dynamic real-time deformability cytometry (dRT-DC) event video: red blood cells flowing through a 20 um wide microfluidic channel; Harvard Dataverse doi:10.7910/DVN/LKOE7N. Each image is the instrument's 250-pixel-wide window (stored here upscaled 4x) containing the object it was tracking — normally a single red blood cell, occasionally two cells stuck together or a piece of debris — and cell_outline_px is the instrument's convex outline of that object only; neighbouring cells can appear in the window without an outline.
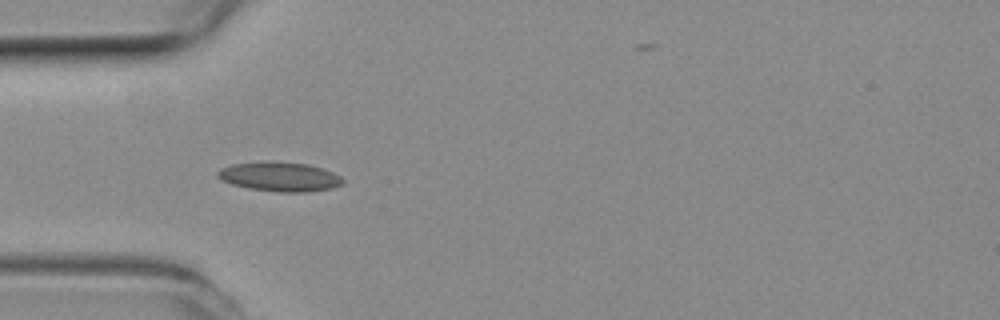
{"species": "common noctule bat (a hibernating species)", "species_latin": "Nyctalus noctula", "temperature_condition": "room temperature", "stored_images_in_passage": 52, "camera_frame_rate_fps": 3000, "um_per_image_px": 0.085, "animal": {"sex": "female", "body_mass_g": 19.3, "forearm_length_mm": 54.1}, "frame": {"image": 1, "passage_image": 15, "time_ms": 4.667, "image_size_px": [1000, 320], "cell_outline_px": [[344, 184], [332, 188], [308, 192], [280, 192], [248, 188], [232, 184], [220, 180], [216, 176], [216, 172], [220, 168], [232, 164], [308, 164], [332, 172], [340, 176], [344, 180]], "centroid_in_image_um": [23.79, 15.07], "position_along_channel_um": 61.2, "area_um2": 20.58}}
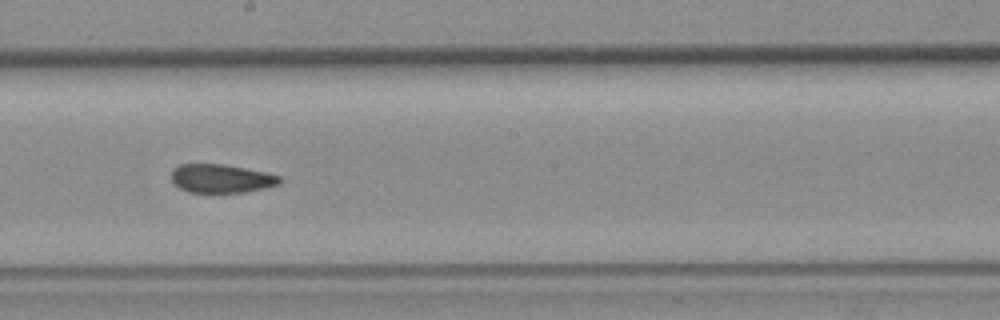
{"frame": {"image": 2, "passage_image": 28, "time_ms": 9.0, "image_size_px": [1000, 320], "cell_outline_px": [[280, 184], [268, 188], [244, 192], [188, 192], [180, 188], [172, 180], [172, 168], [180, 164], [224, 164], [264, 172], [280, 176]], "centroid_in_image_um": [18.81, 15.17], "position_along_channel_um": 229.4, "area_um2": 17.98}}
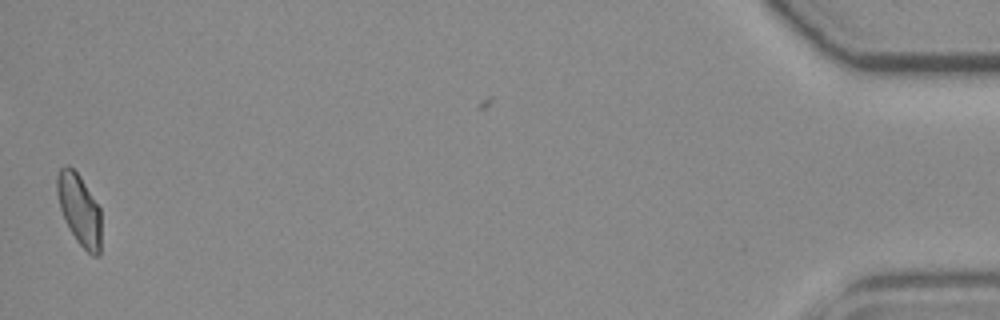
{"frame": {"image": 3, "passage_image": 51, "time_ms": 16.667, "image_size_px": [1000, 320], "cell_outline_px": [[100, 256], [92, 256], [76, 240], [60, 208], [56, 192], [56, 176], [60, 168], [64, 164], [68, 164], [80, 176], [100, 208]], "centroid_in_image_um": [6.73, 17.78], "position_along_channel_um": 428.5, "area_um2": 18.15}, "authors_computed_cell_mechanics": {"area_um2": 19.3052, "velocity_mm_per_s": 3.9156, "shape_relaxation_time_tau1_ms": null, "shape_relaxation_time_tau2_ms": 2.5824, "deformation_change_tau1": null, "deformation_change_tau2": 0.0804}}